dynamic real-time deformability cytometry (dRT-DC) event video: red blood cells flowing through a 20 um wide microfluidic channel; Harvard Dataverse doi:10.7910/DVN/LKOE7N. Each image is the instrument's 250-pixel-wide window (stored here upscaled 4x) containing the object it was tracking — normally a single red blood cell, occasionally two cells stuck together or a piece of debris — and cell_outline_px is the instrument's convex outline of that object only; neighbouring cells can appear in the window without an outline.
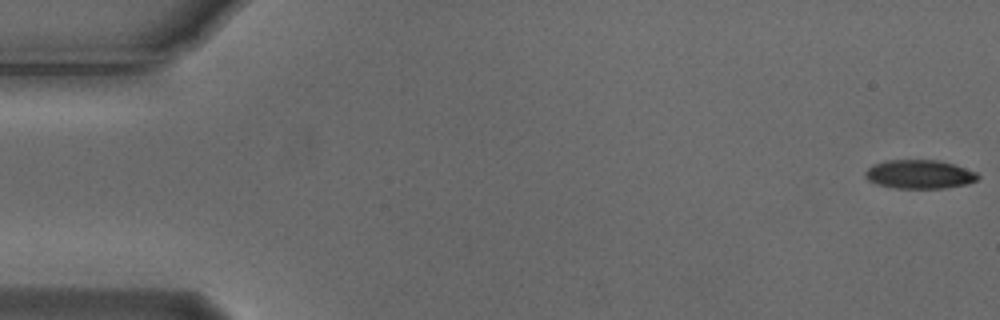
{"species": "Egyptian fruit bat (a non-hibernating species)", "species_latin": "Rousettus aegyptiacus", "temperature_condition": "cold", "stored_images_in_passage": 15, "camera_frame_rate_fps": 3000, "um_per_image_px": 0.085, "animal": {"sex": "male"}, "frame": {"image": 1, "passage_image": 1, "time_ms": 0.0, "image_size_px": [1000, 320], "cell_outline_px": [[980, 176], [976, 180], [968, 184], [944, 188], [896, 188], [876, 184], [868, 180], [864, 176], [864, 172], [872, 164], [884, 160], [940, 160], [956, 164], [976, 172]], "centroid_in_image_um": [78.14, 14.8], "position_along_channel_um": 6.9, "area_um2": 19.13}}
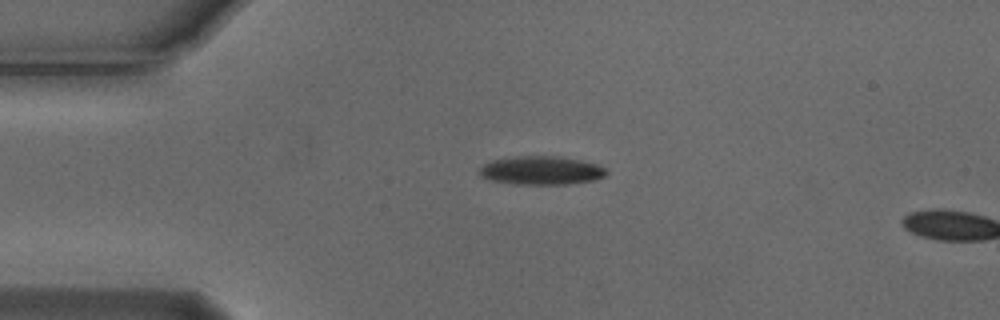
{"frame": {"image": 2, "passage_image": 13, "time_ms": 4.0, "image_size_px": [1000, 320], "cell_outline_px": [[608, 172], [604, 176], [596, 180], [564, 184], [512, 184], [492, 180], [480, 176], [480, 168], [484, 164], [492, 160], [516, 156], [560, 156], [580, 160], [596, 164], [608, 168]], "centroid_in_image_um": [46.04, 14.48], "position_along_channel_um": 39.0, "area_um2": 21.15}}